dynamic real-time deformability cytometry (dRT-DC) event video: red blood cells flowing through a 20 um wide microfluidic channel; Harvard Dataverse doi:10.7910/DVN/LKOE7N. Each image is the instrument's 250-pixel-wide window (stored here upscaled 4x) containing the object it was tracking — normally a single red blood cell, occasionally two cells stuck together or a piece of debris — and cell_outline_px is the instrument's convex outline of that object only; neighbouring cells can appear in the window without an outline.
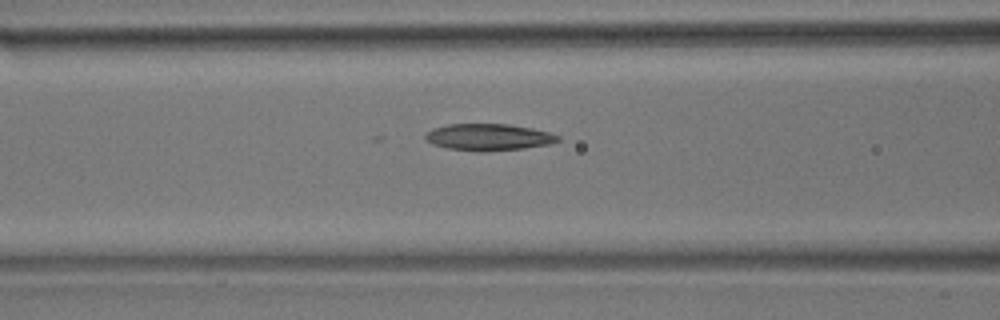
{"species": "common noctule bat (a hibernating species)", "species_latin": "Nyctalus noctula", "temperature_condition": "room temperature", "stored_images_in_passage": 38, "camera_frame_rate_fps": 3000, "um_per_image_px": 0.085, "animal": {"sex": "male", "body_mass_g": 17.9}, "frame": {"image": 1, "passage_image": 17, "time_ms": 5.333, "image_size_px": [1000, 320], "cell_outline_px": [[560, 140], [552, 144], [524, 148], [484, 152], [448, 148], [432, 144], [424, 136], [432, 128], [448, 124], [508, 124], [532, 128], [548, 132], [560, 136]], "centroid_in_image_um": [41.56, 11.66], "position_along_channel_um": 125.0, "area_um2": 20.63}}
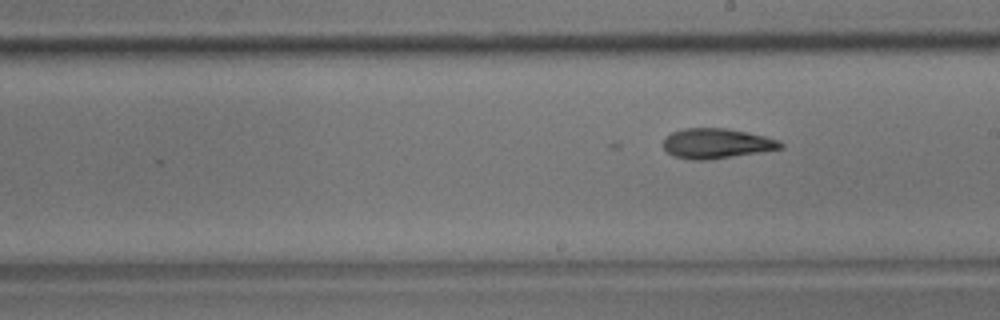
{"frame": {"image": 2, "passage_image": 25, "time_ms": 8.0, "image_size_px": [1000, 320], "cell_outline_px": [[784, 148], [760, 152], [708, 160], [692, 160], [672, 156], [664, 152], [664, 140], [672, 132], [684, 128], [724, 128], [764, 136], [780, 140], [784, 144]], "centroid_in_image_um": [60.89, 12.21], "position_along_channel_um": 228.1, "area_um2": 20.52}}
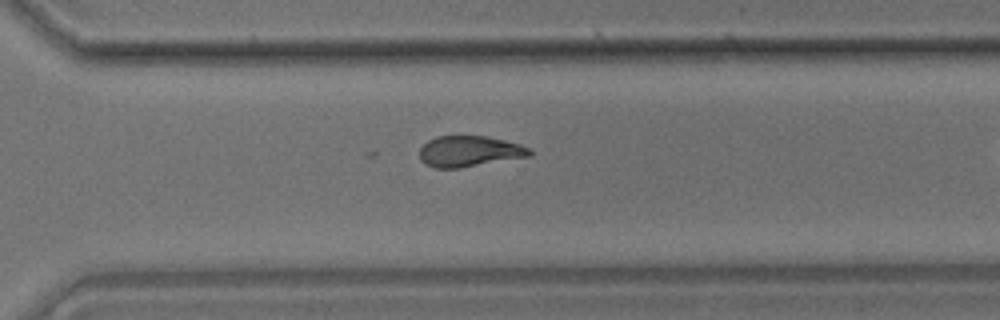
{"frame": {"image": 3, "passage_image": 33, "time_ms": 10.667, "image_size_px": [1000, 320], "cell_outline_px": [[532, 156], [460, 168], [436, 168], [424, 164], [420, 160], [420, 148], [428, 140], [436, 136], [488, 136], [520, 144], [528, 148], [532, 152]], "centroid_in_image_um": [39.89, 12.87], "position_along_channel_um": 330.7, "area_um2": 19.94}}